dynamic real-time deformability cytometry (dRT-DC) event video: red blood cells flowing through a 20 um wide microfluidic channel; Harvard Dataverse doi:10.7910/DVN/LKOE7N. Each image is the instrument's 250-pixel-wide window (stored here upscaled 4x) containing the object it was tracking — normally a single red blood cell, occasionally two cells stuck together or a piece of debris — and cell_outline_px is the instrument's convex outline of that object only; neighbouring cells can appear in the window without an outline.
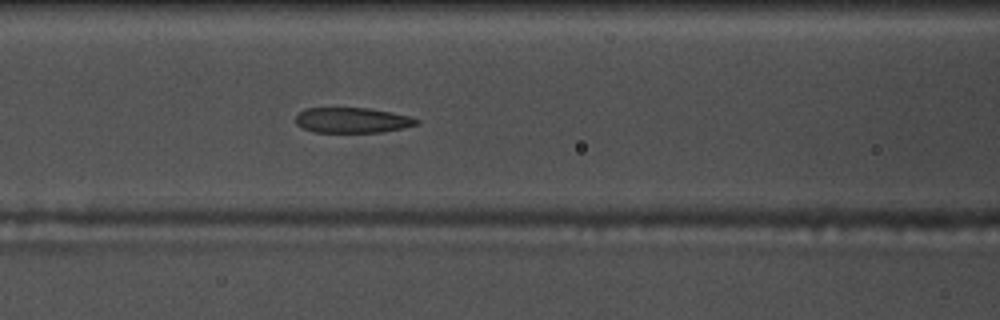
{"species": "common noctule bat (a hibernating species)", "species_latin": "Nyctalus noctula", "temperature_condition": "warm", "stored_images_in_passage": 41, "camera_frame_rate_fps": 3000, "um_per_image_px": 0.085, "animal": {"sex": "male", "body_mass_g": 17.5, "forearm_length_mm": 52.3}, "frame": {"image": 1, "passage_image": 9, "time_ms": 2.667, "image_size_px": [1000, 320], "cell_outline_px": [[420, 124], [404, 128], [380, 132], [312, 132], [296, 124], [296, 116], [304, 108], [368, 108], [408, 116], [420, 120]], "centroid_in_image_um": [29.94, 10.22], "position_along_channel_um": 136.7, "area_um2": 17.74}}
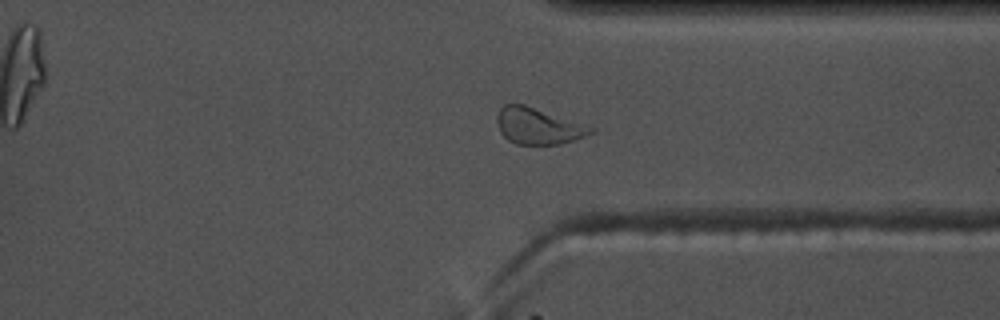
{"frame": {"image": 2, "passage_image": 28, "time_ms": 9.0, "image_size_px": [1000, 320], "cell_outline_px": [[596, 132], [560, 144], [516, 144], [508, 140], [500, 132], [496, 120], [500, 108], [504, 104], [524, 104], [596, 128]], "centroid_in_image_um": [45.73, 10.71], "position_along_channel_um": 365.7, "area_um2": 19.65}}
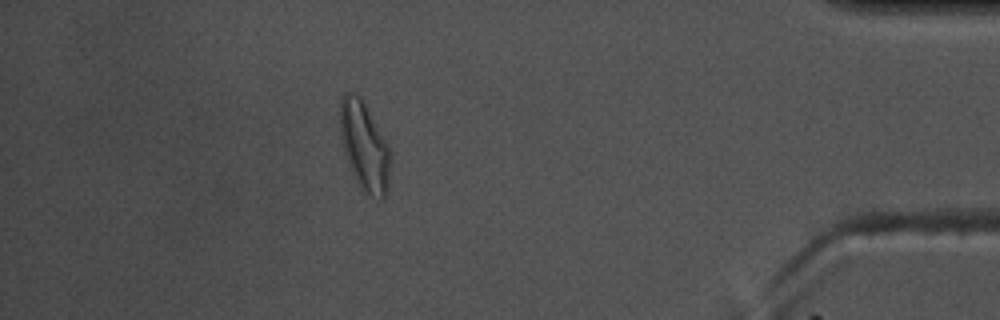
{"frame": {"image": 3, "passage_image": 35, "time_ms": 11.333, "image_size_px": [1000, 320], "cell_outline_px": [[392, 160], [388, 188], [384, 200], [380, 200], [364, 192], [348, 160], [340, 136], [340, 100], [344, 92], [352, 92], [360, 96], [388, 144], [392, 156]], "centroid_in_image_um": [31.02, 12.42], "position_along_channel_um": 404.2, "area_um2": 25.84}, "authors_computed_cell_mechanics": {"area_um2": 19.4786, "velocity_mm_per_s": 3.6228, "shape_relaxation_time_tau1_ms": 6.0438, "shape_relaxation_time_tau2_ms": 2.1692, "deformation_change_tau1": 0.1795, "deformation_change_tau2": 0.1044}}